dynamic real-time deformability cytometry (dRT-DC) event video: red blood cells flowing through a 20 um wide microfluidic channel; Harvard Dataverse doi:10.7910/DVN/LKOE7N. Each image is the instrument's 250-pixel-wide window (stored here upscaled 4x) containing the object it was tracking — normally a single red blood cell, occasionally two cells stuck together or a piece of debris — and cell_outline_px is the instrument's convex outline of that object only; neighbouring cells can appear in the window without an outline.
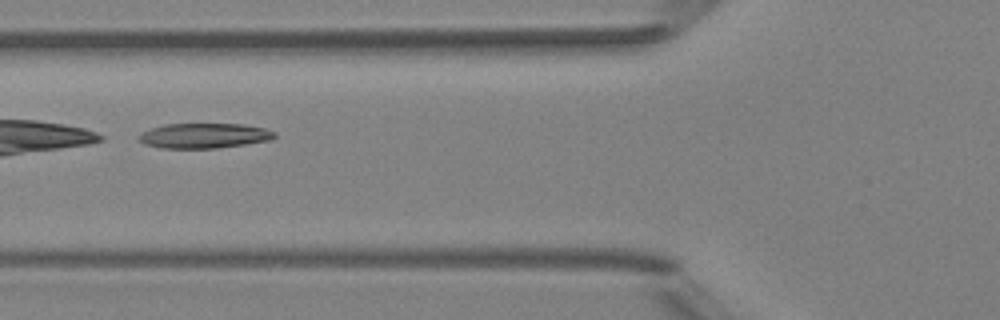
{"species": "Egyptian fruit bat (a non-hibernating species)", "species_latin": "Rousettus aegyptiacus", "temperature_condition": "room temperature", "stored_images_in_passage": 4, "camera_frame_rate_fps": 3000, "um_per_image_px": 0.085, "animal": {"sex": "female"}, "frame": {"image": 1, "passage_image": 4, "time_ms": 4.333, "image_size_px": [1000, 320], "cell_outline_px": [[276, 136], [272, 140], [216, 148], [160, 148], [144, 144], [136, 136], [152, 128], [164, 124], [244, 124], [264, 128], [276, 132]], "centroid_in_image_um": [17.37, 11.53], "position_along_channel_um": 108.4, "area_um2": 19.77}}